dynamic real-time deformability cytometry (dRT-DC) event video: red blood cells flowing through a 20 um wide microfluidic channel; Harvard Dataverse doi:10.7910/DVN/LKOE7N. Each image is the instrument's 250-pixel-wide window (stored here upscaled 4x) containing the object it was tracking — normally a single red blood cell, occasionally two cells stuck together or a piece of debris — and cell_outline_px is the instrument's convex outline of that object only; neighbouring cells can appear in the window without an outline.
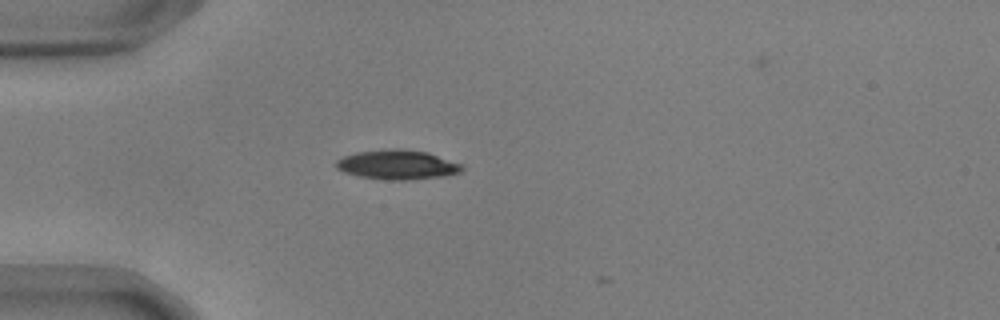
{"species": "common noctule bat (a hibernating species)", "species_latin": "Nyctalus noctula", "temperature_condition": "warm", "stored_images_in_passage": 4, "camera_frame_rate_fps": 3000, "um_per_image_px": 0.085, "animal": {"sex": "male", "body_mass_g": 17.9, "forearm_length_mm": 54.2}, "frame": {"image": 1, "passage_image": 2, "time_ms": 0.333, "image_size_px": [1000, 320], "cell_outline_px": [[464, 168], [460, 172], [444, 176], [412, 180], [388, 180], [360, 176], [344, 172], [336, 168], [336, 160], [344, 156], [356, 152], [396, 148], [400, 148], [428, 152], [464, 164]], "centroid_in_image_um": [33.82, 14.0], "position_along_channel_um": 51.2, "area_um2": 21.79}}